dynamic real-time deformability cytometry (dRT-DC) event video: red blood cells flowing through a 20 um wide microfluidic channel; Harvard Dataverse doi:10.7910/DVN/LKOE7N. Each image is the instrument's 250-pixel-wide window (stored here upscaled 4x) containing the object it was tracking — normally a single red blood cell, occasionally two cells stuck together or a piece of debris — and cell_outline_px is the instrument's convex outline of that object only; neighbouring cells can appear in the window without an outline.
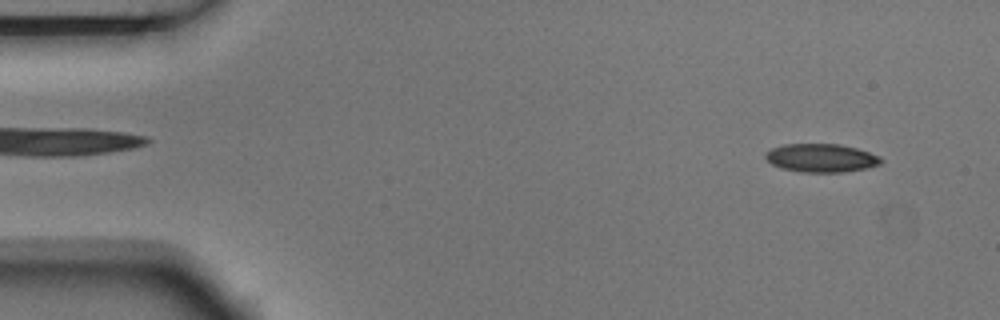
{"species": "Egyptian fruit bat (a non-hibernating species)", "species_latin": "Rousettus aegyptiacus", "temperature_condition": "room temperature", "stored_images_in_passage": 4, "camera_frame_rate_fps": 3000, "um_per_image_px": 0.085, "animal": {"sex": "male"}, "frame": {"image": 1, "passage_image": 1, "time_ms": 0.0, "image_size_px": [1000, 320], "cell_outline_px": [[884, 160], [880, 164], [864, 168], [840, 172], [800, 172], [780, 168], [772, 164], [764, 156], [772, 148], [784, 144], [840, 144], [856, 148], [880, 156]], "centroid_in_image_um": [69.8, 13.42], "position_along_channel_um": 15.2, "area_um2": 18.96}}
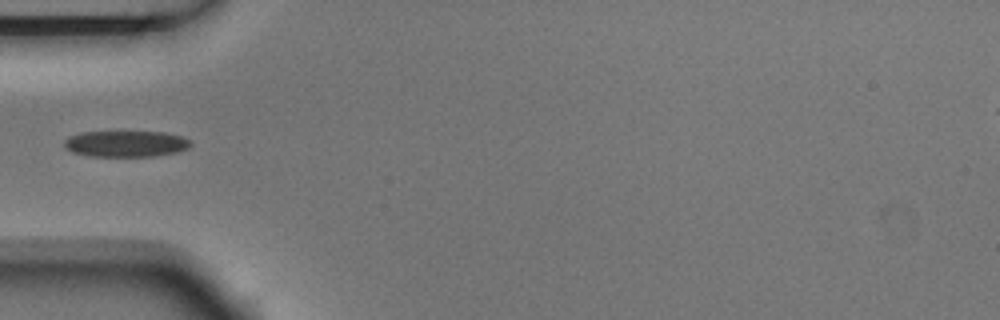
{"frame": {"image": 2, "passage_image": 4, "time_ms": 1.0, "image_size_px": [1000, 320], "cell_outline_px": [[192, 144], [188, 148], [176, 152], [156, 156], [88, 156], [72, 152], [64, 148], [64, 140], [68, 136], [80, 132], [164, 132], [184, 136]], "centroid_in_image_um": [10.67, 12.22], "position_along_channel_um": 74.3, "area_um2": 19.42}}